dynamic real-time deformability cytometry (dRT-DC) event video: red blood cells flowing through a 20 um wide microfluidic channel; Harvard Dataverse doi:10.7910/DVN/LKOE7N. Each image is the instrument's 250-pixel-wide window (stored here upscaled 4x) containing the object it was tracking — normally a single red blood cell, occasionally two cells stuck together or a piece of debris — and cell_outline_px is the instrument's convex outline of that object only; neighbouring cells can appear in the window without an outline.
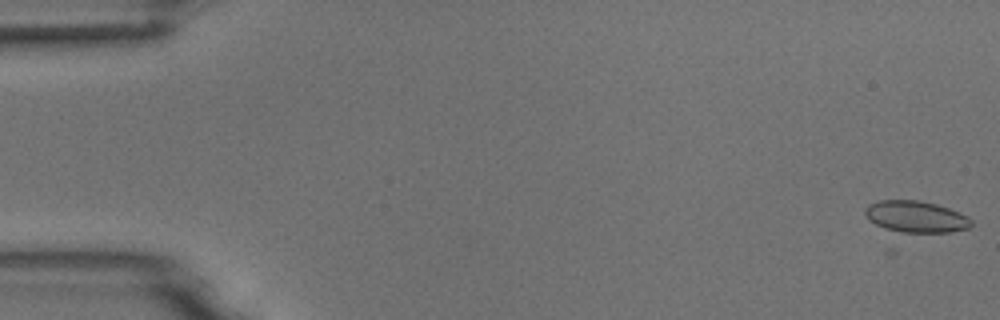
{"species": "common noctule bat (a hibernating species)", "species_latin": "Nyctalus noctula", "temperature_condition": "room temperature", "stored_images_in_passage": 8, "camera_frame_rate_fps": 3000, "um_per_image_px": 0.085, "animal": {"sex": "male", "body_mass_g": 18.8}, "frame": {"image": 1, "passage_image": 1, "time_ms": 0.0, "image_size_px": [1000, 320], "cell_outline_px": [[972, 224], [968, 228], [892, 256], [884, 252], [864, 212], [864, 208], [868, 204], [876, 200], [920, 200], [936, 204], [960, 212], [968, 216], [972, 220]], "centroid_in_image_um": [77.53, 18.99], "position_along_channel_um": 7.5, "area_um2": 28.32}}